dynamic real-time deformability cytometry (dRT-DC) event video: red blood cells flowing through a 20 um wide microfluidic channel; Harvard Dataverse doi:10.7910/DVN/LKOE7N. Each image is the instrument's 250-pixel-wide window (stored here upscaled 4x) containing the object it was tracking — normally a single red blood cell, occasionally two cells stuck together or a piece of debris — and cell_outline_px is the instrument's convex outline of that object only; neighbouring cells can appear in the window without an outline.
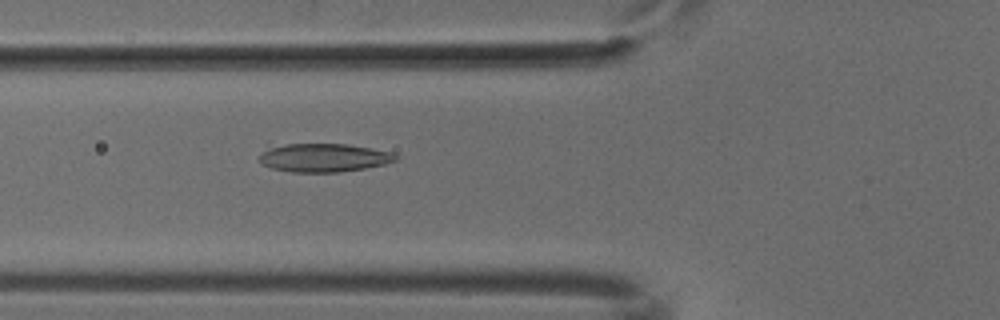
{"species": "common noctule bat (a hibernating species)", "species_latin": "Nyctalus noctula", "temperature_condition": "cold", "stored_images_in_passage": 37, "camera_frame_rate_fps": 3000, "um_per_image_px": 0.085, "animal": {"sex": "male", "body_mass_g": 18.8}, "frame": {"image": 1, "passage_image": 4, "time_ms": 1.0, "image_size_px": [1000, 320], "cell_outline_px": [[400, 160], [384, 164], [364, 168], [340, 172], [292, 172], [272, 168], [264, 164], [260, 160], [260, 156], [264, 152], [272, 148], [284, 144], [348, 144], [392, 152], [400, 156]], "centroid_in_image_um": [27.62, 13.41], "position_along_channel_um": 98.2, "area_um2": 22.37}}
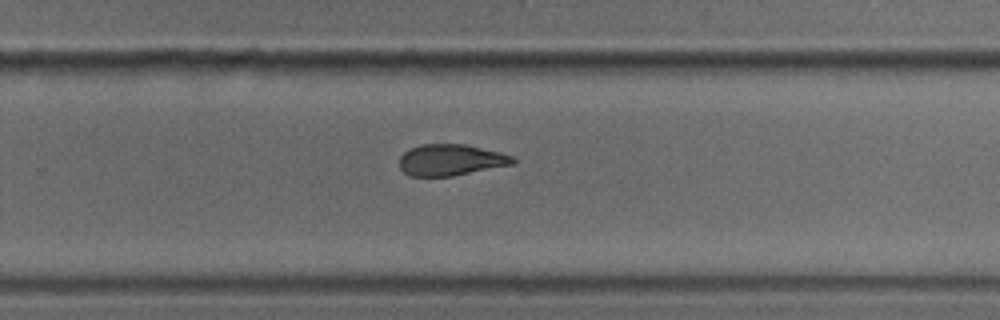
{"frame": {"image": 2, "passage_image": 19, "time_ms": 6.0, "image_size_px": [1000, 320], "cell_outline_px": [[516, 164], [452, 176], [408, 176], [400, 168], [400, 156], [408, 148], [420, 144], [464, 144], [500, 152], [512, 156], [516, 160]], "centroid_in_image_um": [38.31, 13.59], "position_along_channel_um": 291.5, "area_um2": 20.87}}
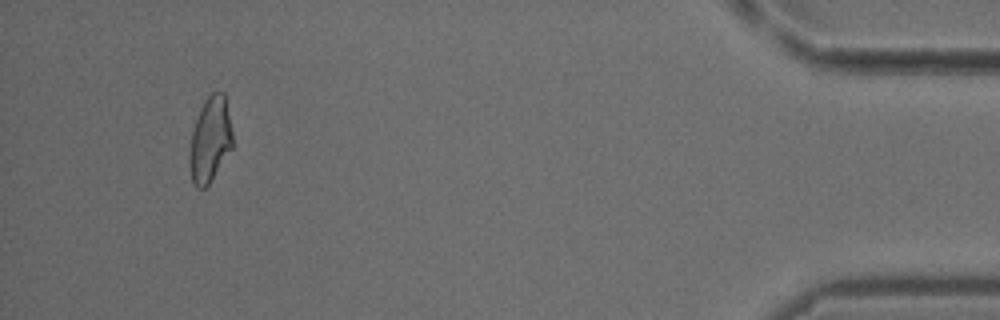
{"frame": {"image": 3, "passage_image": 34, "time_ms": 11.0, "image_size_px": [1000, 320], "cell_outline_px": [[232, 148], [208, 184], [204, 188], [196, 188], [192, 180], [188, 160], [188, 156], [192, 132], [200, 108], [204, 100], [212, 92], [224, 92], [232, 132]], "centroid_in_image_um": [17.84, 11.87], "position_along_channel_um": 417.4, "area_um2": 21.15}}